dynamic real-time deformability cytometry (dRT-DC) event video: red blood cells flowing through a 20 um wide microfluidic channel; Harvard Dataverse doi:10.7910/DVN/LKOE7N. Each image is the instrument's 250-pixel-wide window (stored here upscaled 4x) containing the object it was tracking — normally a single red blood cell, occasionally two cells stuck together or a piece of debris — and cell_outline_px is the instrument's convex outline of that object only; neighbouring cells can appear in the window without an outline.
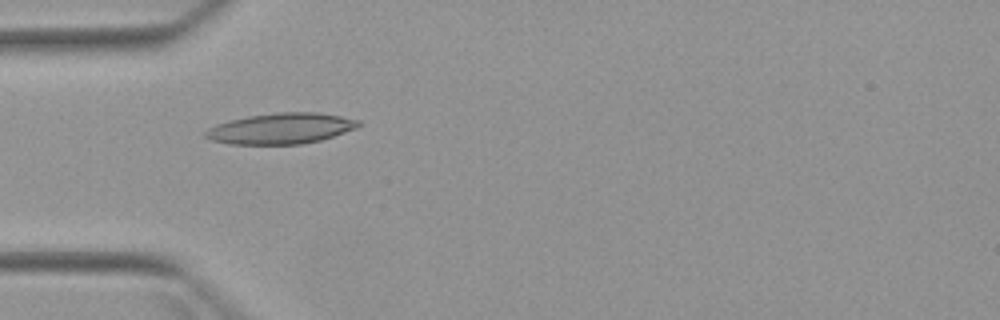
{"species": "Egyptian fruit bat (a non-hibernating species)", "species_latin": "Rousettus aegyptiacus", "temperature_condition": "warm", "stored_images_in_passage": 6, "camera_frame_rate_fps": 3000, "um_per_image_px": 0.085, "animal": {"sex": "female"}, "frame": {"image": 1, "passage_image": 5, "time_ms": 5.0, "image_size_px": [1000, 320], "cell_outline_px": [[360, 124], [356, 128], [320, 140], [300, 144], [228, 144], [212, 140], [204, 136], [204, 132], [208, 128], [216, 124], [248, 116], [276, 112], [320, 112], [360, 120]], "centroid_in_image_um": [23.86, 10.91], "position_along_channel_um": 61.1, "area_um2": 27.34}}
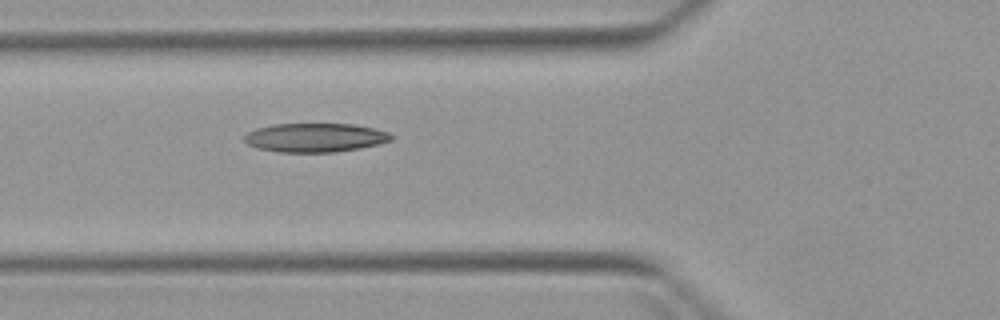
{"frame": {"image": 2, "passage_image": 6, "time_ms": 6.0, "image_size_px": [1000, 320], "cell_outline_px": [[396, 136], [392, 140], [380, 144], [360, 148], [336, 152], [280, 152], [256, 148], [248, 144], [244, 140], [244, 136], [248, 132], [256, 128], [272, 124], [352, 124], [376, 128], [388, 132]], "centroid_in_image_um": [26.82, 11.69], "position_along_channel_um": 99.0, "area_um2": 24.97}}